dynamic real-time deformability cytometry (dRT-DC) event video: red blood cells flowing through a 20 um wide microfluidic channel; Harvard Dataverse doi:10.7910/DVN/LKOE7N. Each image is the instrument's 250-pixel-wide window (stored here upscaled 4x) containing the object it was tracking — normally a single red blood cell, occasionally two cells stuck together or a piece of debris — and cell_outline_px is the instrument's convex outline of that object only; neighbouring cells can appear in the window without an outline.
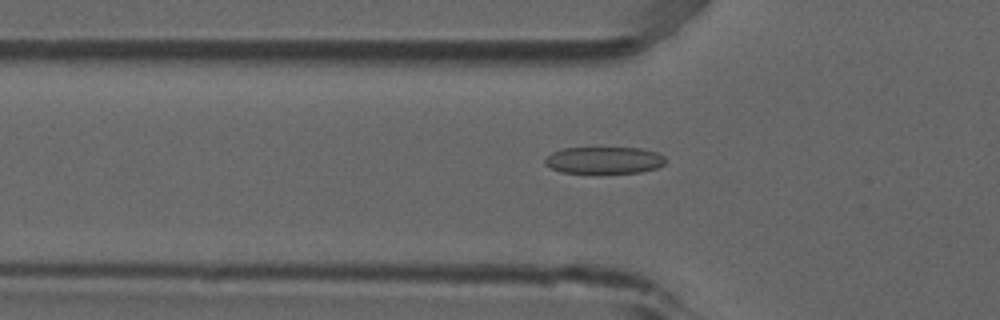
{"species": "common noctule bat (a hibernating species)", "species_latin": "Nyctalus noctula", "temperature_condition": "room temperature", "stored_images_in_passage": 53, "camera_frame_rate_fps": 3000, "um_per_image_px": 0.085, "animal": {"sex": "male", "forearm_length_mm": 52.5}, "frame": {"image": 1, "passage_image": 18, "time_ms": 5.667, "image_size_px": [1000, 320], "cell_outline_px": [[664, 164], [656, 168], [640, 172], [560, 172], [544, 164], [544, 160], [552, 152], [564, 148], [640, 148], [656, 152], [664, 156]], "centroid_in_image_um": [51.34, 13.6], "position_along_channel_um": 74.5, "area_um2": 18.55}}
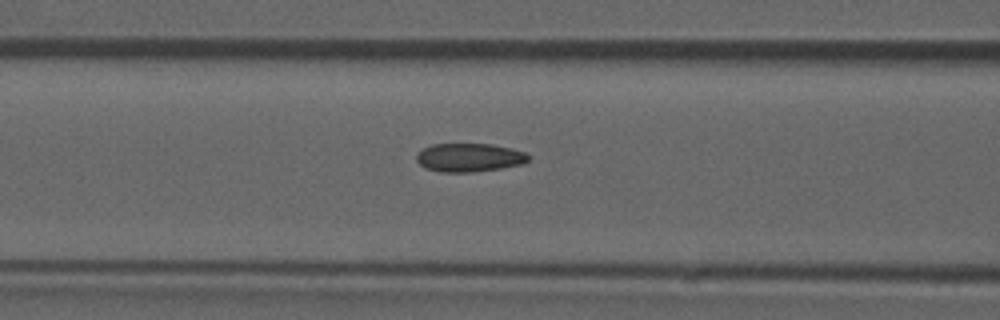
{"frame": {"image": 2, "passage_image": 22, "time_ms": 7.0, "image_size_px": [1000, 320], "cell_outline_px": [[528, 160], [520, 164], [500, 168], [472, 172], [440, 172], [424, 168], [416, 160], [416, 156], [424, 148], [432, 144], [492, 144], [512, 148], [524, 152], [528, 156]], "centroid_in_image_um": [39.86, 13.39], "position_along_channel_um": 126.7, "area_um2": 18.44}}
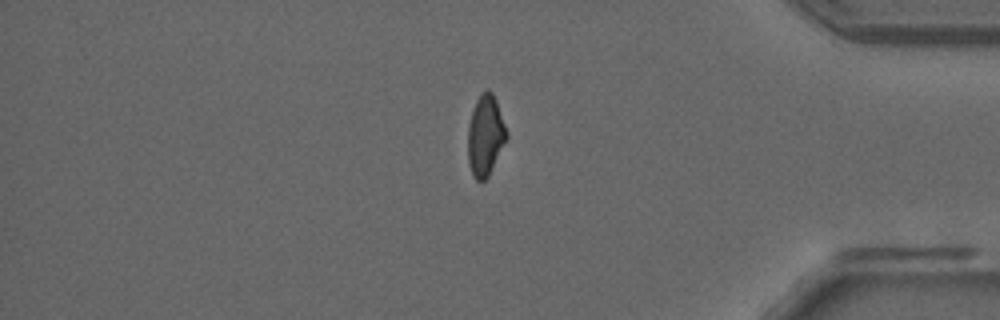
{"frame": {"image": 3, "passage_image": 45, "time_ms": 14.667, "image_size_px": [1000, 320], "cell_outline_px": [[508, 140], [488, 176], [484, 180], [476, 180], [472, 176], [468, 164], [468, 124], [476, 100], [480, 92], [492, 92], [496, 100], [508, 132]], "centroid_in_image_um": [41.27, 11.55], "position_along_channel_um": 393.9, "area_um2": 18.38}, "authors_computed_cell_mechanics": {"area_um2": 18.7272, "velocity_mm_per_s": 3.8585, "shape_relaxation_time_tau1_ms": 8.1912, "shape_relaxation_time_tau2_ms": 1.7947, "deformation_change_tau1": 0.2042, "deformation_change_tau2": 0.0882}}